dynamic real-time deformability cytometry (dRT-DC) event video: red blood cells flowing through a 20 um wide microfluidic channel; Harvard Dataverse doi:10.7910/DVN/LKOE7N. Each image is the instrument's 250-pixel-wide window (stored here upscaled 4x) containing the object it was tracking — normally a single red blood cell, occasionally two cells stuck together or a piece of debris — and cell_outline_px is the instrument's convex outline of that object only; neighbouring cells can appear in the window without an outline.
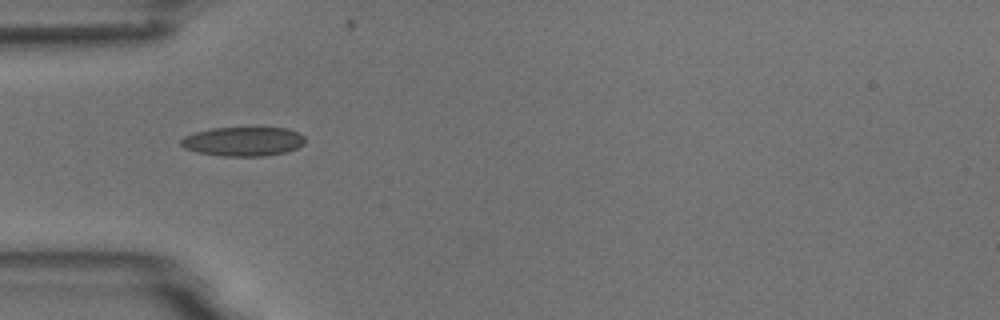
{"species": "common noctule bat (a hibernating species)", "species_latin": "Nyctalus noctula", "temperature_condition": "room temperature", "stored_images_in_passage": 5, "camera_frame_rate_fps": 3000, "um_per_image_px": 0.085, "animal": {"sex": "male", "body_mass_g": 18.8}, "frame": {"image": 1, "passage_image": 1, "time_ms": 0.0, "image_size_px": [1000, 320], "cell_outline_px": [[304, 144], [296, 148], [284, 152], [264, 156], [224, 156], [200, 152], [184, 148], [180, 144], [180, 140], [184, 136], [196, 132], [212, 128], [288, 128], [300, 132], [304, 136]], "centroid_in_image_um": [20.69, 12.01], "position_along_channel_um": 64.3, "area_um2": 20.98}}